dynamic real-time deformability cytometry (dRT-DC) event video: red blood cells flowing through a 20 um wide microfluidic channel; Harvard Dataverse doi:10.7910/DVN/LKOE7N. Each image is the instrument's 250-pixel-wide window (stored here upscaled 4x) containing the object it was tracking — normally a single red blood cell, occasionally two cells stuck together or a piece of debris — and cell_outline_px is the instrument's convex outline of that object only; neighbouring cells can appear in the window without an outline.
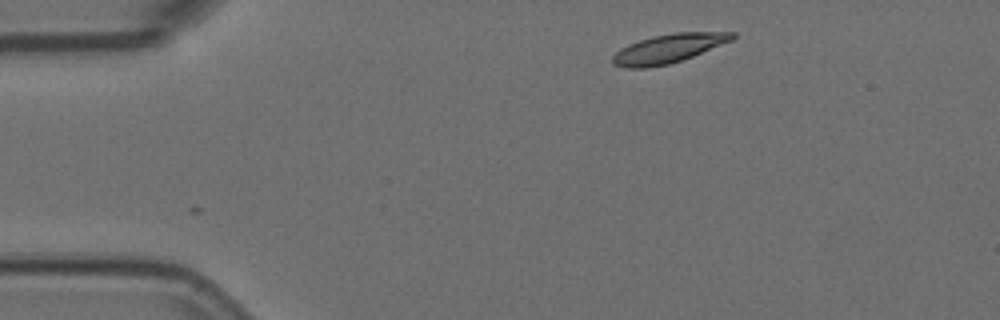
{"species": "Egyptian fruit bat (a non-hibernating species)", "species_latin": "Rousettus aegyptiacus", "temperature_condition": "room temperature", "stored_images_in_passage": 3, "camera_frame_rate_fps": 3000, "um_per_image_px": 0.085, "animal": {"sex": "female"}, "frame": {"image": 1, "passage_image": 1, "time_ms": 0.0, "image_size_px": [1000, 320], "cell_outline_px": [[736, 36], [732, 40], [692, 56], [668, 64], [648, 68], [624, 68], [612, 64], [612, 56], [620, 48], [628, 44], [652, 36], [672, 32], [736, 32]], "centroid_in_image_um": [56.77, 4.12], "position_along_channel_um": 28.2, "area_um2": 20.11}}